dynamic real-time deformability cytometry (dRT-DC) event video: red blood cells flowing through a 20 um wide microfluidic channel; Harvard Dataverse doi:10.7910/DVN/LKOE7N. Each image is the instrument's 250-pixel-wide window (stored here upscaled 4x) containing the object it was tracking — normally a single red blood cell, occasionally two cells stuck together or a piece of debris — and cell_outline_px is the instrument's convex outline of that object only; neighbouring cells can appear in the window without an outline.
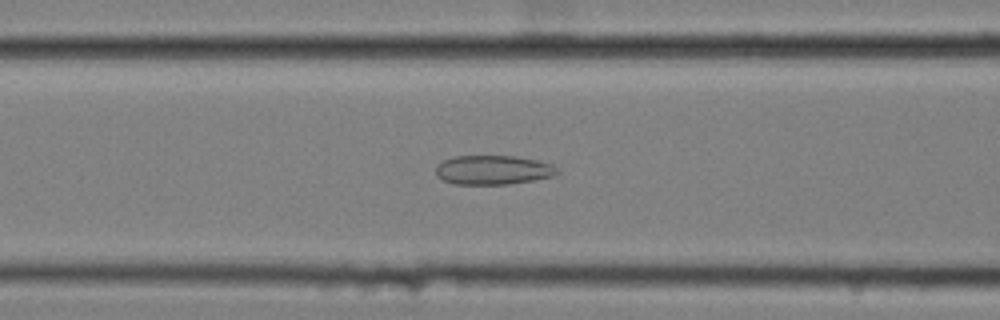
{"species": "common noctule bat (a hibernating species)", "species_latin": "Nyctalus noctula", "temperature_condition": "cold", "stored_images_in_passage": 58, "camera_frame_rate_fps": 3000, "um_per_image_px": 0.085, "animal": {"sex": "female", "body_mass_g": 25.1}, "frame": {"image": 1, "passage_image": 23, "time_ms": 7.333, "image_size_px": [1000, 320], "cell_outline_px": [[560, 172], [552, 176], [536, 180], [508, 184], [456, 184], [444, 180], [436, 176], [436, 164], [452, 156], [516, 156], [536, 160], [552, 164]], "centroid_in_image_um": [41.9, 14.44], "position_along_channel_um": 124.7, "area_um2": 20.75}}
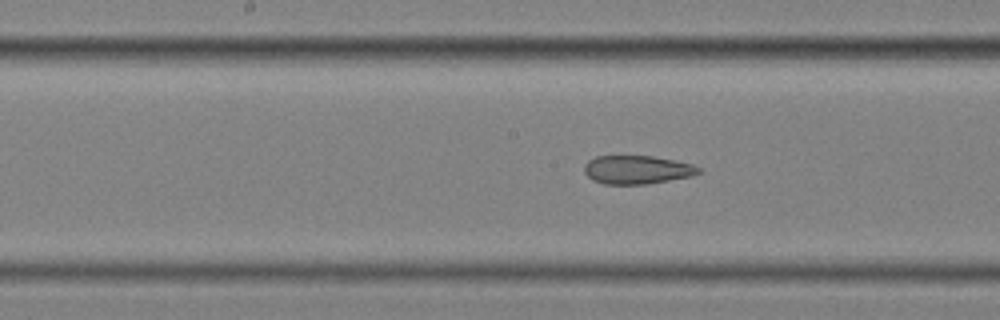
{"frame": {"image": 2, "passage_image": 29, "time_ms": 9.333, "image_size_px": [1000, 320], "cell_outline_px": [[700, 172], [692, 176], [648, 184], [604, 184], [592, 180], [584, 172], [584, 164], [588, 160], [596, 156], [652, 156], [692, 164], [700, 168]], "centroid_in_image_um": [54.12, 14.43], "position_along_channel_um": 194.1, "area_um2": 18.96}}
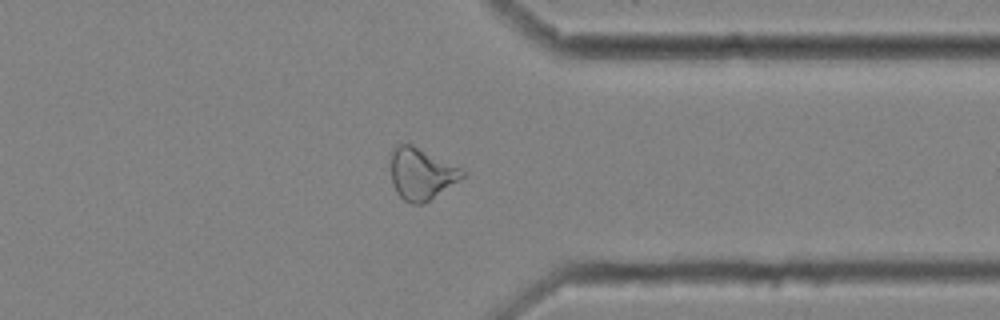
{"frame": {"image": 3, "passage_image": 45, "time_ms": 14.667, "image_size_px": [1000, 320], "cell_outline_px": [[464, 176], [424, 204], [412, 204], [404, 200], [396, 192], [392, 184], [392, 148], [400, 144], [412, 144], [460, 168], [464, 172]], "centroid_in_image_um": [35.78, 14.78], "position_along_channel_um": 375.6, "area_um2": 21.1}, "authors_computed_cell_mechanics": {"area_um2": 23.3801, "velocity_mm_per_s": 3.4752, "shape_relaxation_time_tau1_ms": null, "shape_relaxation_time_tau2_ms": 3.65, "deformation_change_tau1": null, "deformation_change_tau2": 0.1081}}